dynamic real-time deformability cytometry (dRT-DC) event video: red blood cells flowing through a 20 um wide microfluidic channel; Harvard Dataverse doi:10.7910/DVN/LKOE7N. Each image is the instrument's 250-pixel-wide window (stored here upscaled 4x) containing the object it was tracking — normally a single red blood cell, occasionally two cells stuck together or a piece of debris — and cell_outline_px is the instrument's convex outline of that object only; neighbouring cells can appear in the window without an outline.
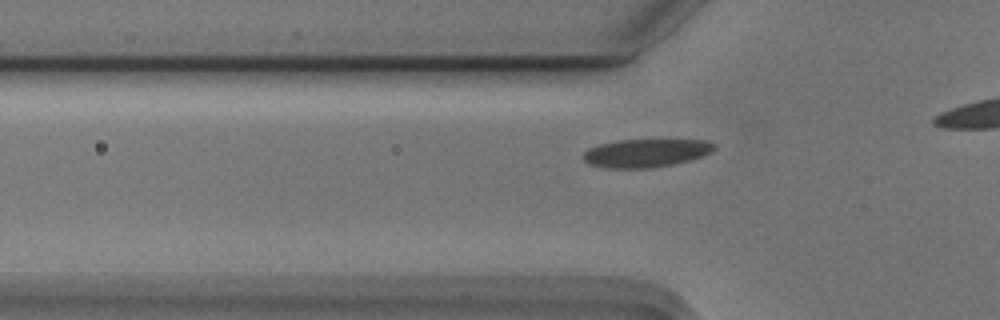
{"species": "Egyptian fruit bat (a non-hibernating species)", "species_latin": "Rousettus aegyptiacus", "temperature_condition": "cold", "stored_images_in_passage": 11, "camera_frame_rate_fps": 3000, "um_per_image_px": 0.085, "animal": {"sex": "male"}, "frame": {"image": 1, "passage_image": 4, "time_ms": 1.0, "image_size_px": [1000, 320], "cell_outline_px": [[716, 148], [712, 152], [688, 160], [672, 164], [652, 168], [608, 168], [588, 164], [580, 156], [588, 148], [600, 144], [616, 140], [704, 140], [716, 144]], "centroid_in_image_um": [54.86, 13.0], "position_along_channel_um": 70.9, "area_um2": 21.56}}
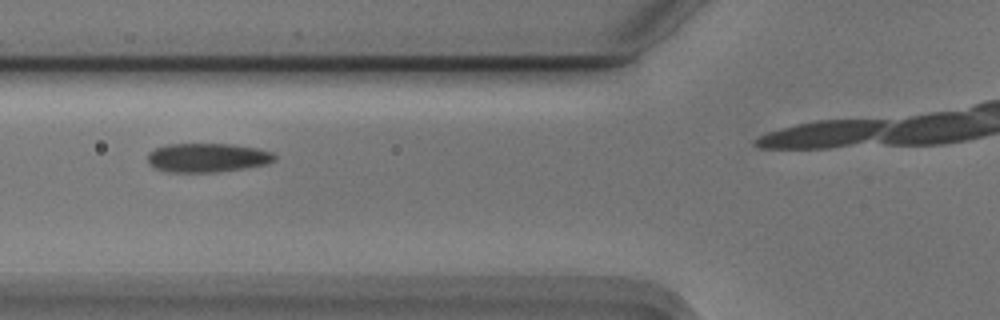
{"frame": {"image": 2, "passage_image": 7, "time_ms": 2.0, "image_size_px": [1000, 320], "cell_outline_px": [[276, 160], [268, 164], [244, 168], [216, 172], [168, 172], [156, 168], [148, 164], [148, 152], [156, 148], [168, 144], [232, 144], [256, 148], [272, 152], [276, 156]], "centroid_in_image_um": [17.63, 13.4], "position_along_channel_um": 108.2, "area_um2": 21.5}}
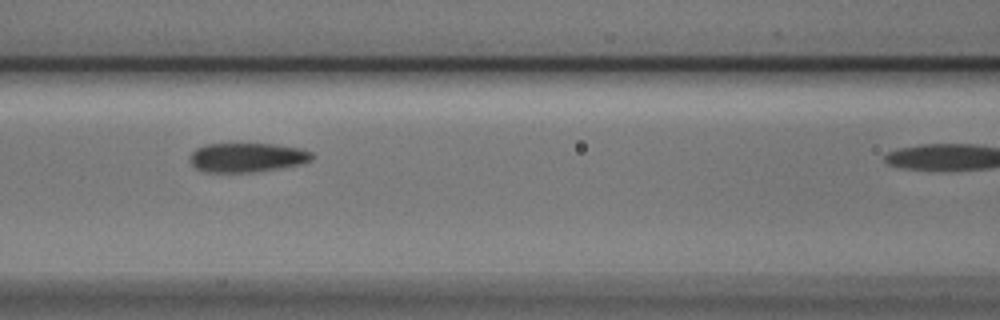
{"frame": {"image": 3, "passage_image": 10, "time_ms": 3.0, "image_size_px": [1000, 320], "cell_outline_px": [[312, 160], [300, 164], [280, 168], [252, 172], [204, 172], [196, 168], [192, 164], [192, 152], [196, 148], [204, 144], [276, 144], [300, 148], [312, 152]], "centroid_in_image_um": [21.02, 13.38], "position_along_channel_um": 145.6, "area_um2": 20.69}}